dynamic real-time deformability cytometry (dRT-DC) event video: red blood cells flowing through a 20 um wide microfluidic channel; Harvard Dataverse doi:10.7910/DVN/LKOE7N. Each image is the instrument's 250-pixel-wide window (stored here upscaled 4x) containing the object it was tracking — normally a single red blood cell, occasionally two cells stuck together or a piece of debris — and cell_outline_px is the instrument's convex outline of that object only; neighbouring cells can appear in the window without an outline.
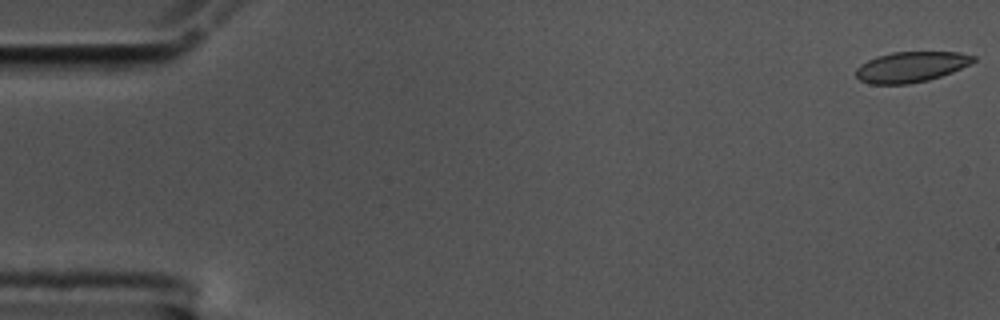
{"species": "common noctule bat (a hibernating species)", "species_latin": "Nyctalus noctula", "temperature_condition": "cold", "stored_images_in_passage": 17, "camera_frame_rate_fps": 3000, "um_per_image_px": 0.085, "animal": {"sex": "male", "body_mass_g": 17.5, "forearm_length_mm": 52.3}, "frame": {"image": 1, "passage_image": 1, "time_ms": 0.0, "image_size_px": [1000, 320], "cell_outline_px": [[976, 60], [952, 72], [928, 80], [908, 84], [868, 84], [860, 80], [856, 76], [856, 68], [860, 64], [876, 56], [892, 52], [960, 52], [976, 56]], "centroid_in_image_um": [77.41, 5.68], "position_along_channel_um": 7.6, "area_um2": 20.87}}
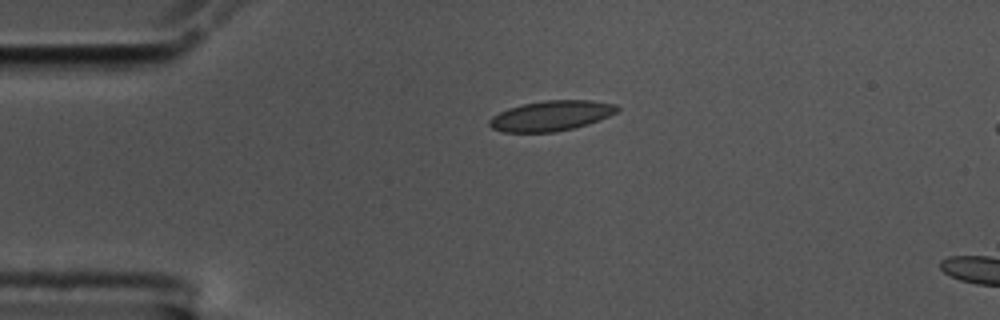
{"frame": {"image": 2, "passage_image": 13, "time_ms": 4.0, "image_size_px": [1000, 320], "cell_outline_px": [[620, 108], [616, 112], [600, 120], [588, 124], [556, 132], [504, 132], [492, 128], [488, 124], [488, 120], [492, 116], [508, 108], [524, 104], [544, 100], [592, 100], [616, 104]], "centroid_in_image_um": [46.85, 9.84], "position_along_channel_um": 38.2, "area_um2": 22.48}}